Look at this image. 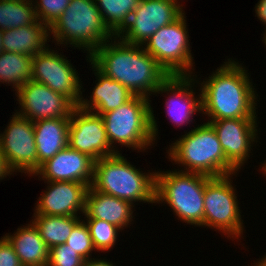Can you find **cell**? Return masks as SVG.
Segmentation results:
<instances>
[{"label": "cell", "instance_id": "1", "mask_svg": "<svg viewBox=\"0 0 266 266\" xmlns=\"http://www.w3.org/2000/svg\"><path fill=\"white\" fill-rule=\"evenodd\" d=\"M89 58L106 76L132 94L148 99L170 76L142 45L125 43L117 36L99 46Z\"/></svg>", "mask_w": 266, "mask_h": 266}, {"label": "cell", "instance_id": "2", "mask_svg": "<svg viewBox=\"0 0 266 266\" xmlns=\"http://www.w3.org/2000/svg\"><path fill=\"white\" fill-rule=\"evenodd\" d=\"M201 84L202 114L210 121L222 119H258L257 92L242 64L227 59Z\"/></svg>", "mask_w": 266, "mask_h": 266}, {"label": "cell", "instance_id": "3", "mask_svg": "<svg viewBox=\"0 0 266 266\" xmlns=\"http://www.w3.org/2000/svg\"><path fill=\"white\" fill-rule=\"evenodd\" d=\"M169 160L184 167L179 171L222 177L238 170L226 159L213 127L205 122L169 145Z\"/></svg>", "mask_w": 266, "mask_h": 266}, {"label": "cell", "instance_id": "4", "mask_svg": "<svg viewBox=\"0 0 266 266\" xmlns=\"http://www.w3.org/2000/svg\"><path fill=\"white\" fill-rule=\"evenodd\" d=\"M90 187L133 205L155 203V172L143 173L120 152L95 161Z\"/></svg>", "mask_w": 266, "mask_h": 266}, {"label": "cell", "instance_id": "5", "mask_svg": "<svg viewBox=\"0 0 266 266\" xmlns=\"http://www.w3.org/2000/svg\"><path fill=\"white\" fill-rule=\"evenodd\" d=\"M150 102L146 97L134 95L117 109L101 115L110 146L117 153L116 143L140 152L154 145L159 130Z\"/></svg>", "mask_w": 266, "mask_h": 266}, {"label": "cell", "instance_id": "6", "mask_svg": "<svg viewBox=\"0 0 266 266\" xmlns=\"http://www.w3.org/2000/svg\"><path fill=\"white\" fill-rule=\"evenodd\" d=\"M210 176L174 171L155 172V203H167L180 221L204 226V191Z\"/></svg>", "mask_w": 266, "mask_h": 266}, {"label": "cell", "instance_id": "7", "mask_svg": "<svg viewBox=\"0 0 266 266\" xmlns=\"http://www.w3.org/2000/svg\"><path fill=\"white\" fill-rule=\"evenodd\" d=\"M49 30L58 46L85 49L86 57L115 36L104 24L94 0H71Z\"/></svg>", "mask_w": 266, "mask_h": 266}, {"label": "cell", "instance_id": "8", "mask_svg": "<svg viewBox=\"0 0 266 266\" xmlns=\"http://www.w3.org/2000/svg\"><path fill=\"white\" fill-rule=\"evenodd\" d=\"M232 174L211 177L204 191V227L214 228L230 239L242 237L244 223L241 218ZM228 235V236H227Z\"/></svg>", "mask_w": 266, "mask_h": 266}, {"label": "cell", "instance_id": "9", "mask_svg": "<svg viewBox=\"0 0 266 266\" xmlns=\"http://www.w3.org/2000/svg\"><path fill=\"white\" fill-rule=\"evenodd\" d=\"M183 13L177 20L159 28L142 46L169 75H192L193 58ZM192 69V70H191Z\"/></svg>", "mask_w": 266, "mask_h": 266}, {"label": "cell", "instance_id": "10", "mask_svg": "<svg viewBox=\"0 0 266 266\" xmlns=\"http://www.w3.org/2000/svg\"><path fill=\"white\" fill-rule=\"evenodd\" d=\"M183 6L171 0H140L128 23L116 36L125 43L143 45L159 28L185 13Z\"/></svg>", "mask_w": 266, "mask_h": 266}, {"label": "cell", "instance_id": "11", "mask_svg": "<svg viewBox=\"0 0 266 266\" xmlns=\"http://www.w3.org/2000/svg\"><path fill=\"white\" fill-rule=\"evenodd\" d=\"M59 54L58 51L47 47L33 56L31 80L47 85L78 106L82 99L81 89H83V86H81V79L67 57L61 53Z\"/></svg>", "mask_w": 266, "mask_h": 266}, {"label": "cell", "instance_id": "12", "mask_svg": "<svg viewBox=\"0 0 266 266\" xmlns=\"http://www.w3.org/2000/svg\"><path fill=\"white\" fill-rule=\"evenodd\" d=\"M3 133H0V148L13 172L33 175L37 171V147L34 124L14 113Z\"/></svg>", "mask_w": 266, "mask_h": 266}, {"label": "cell", "instance_id": "13", "mask_svg": "<svg viewBox=\"0 0 266 266\" xmlns=\"http://www.w3.org/2000/svg\"><path fill=\"white\" fill-rule=\"evenodd\" d=\"M15 93L20 105V111L16 110V114L32 122L42 119L70 118L76 107L63 94L32 80L27 81Z\"/></svg>", "mask_w": 266, "mask_h": 266}, {"label": "cell", "instance_id": "14", "mask_svg": "<svg viewBox=\"0 0 266 266\" xmlns=\"http://www.w3.org/2000/svg\"><path fill=\"white\" fill-rule=\"evenodd\" d=\"M68 145L94 161L117 153L110 146L101 115L76 106L70 116Z\"/></svg>", "mask_w": 266, "mask_h": 266}, {"label": "cell", "instance_id": "15", "mask_svg": "<svg viewBox=\"0 0 266 266\" xmlns=\"http://www.w3.org/2000/svg\"><path fill=\"white\" fill-rule=\"evenodd\" d=\"M207 123L215 130L226 159L239 171L249 159L254 142H258L257 119L208 120Z\"/></svg>", "mask_w": 266, "mask_h": 266}, {"label": "cell", "instance_id": "16", "mask_svg": "<svg viewBox=\"0 0 266 266\" xmlns=\"http://www.w3.org/2000/svg\"><path fill=\"white\" fill-rule=\"evenodd\" d=\"M196 78L197 75H170L154 93L169 95L165 101L166 112L177 127L191 124L193 114L202 113L201 91L198 97L193 92V85L198 82Z\"/></svg>", "mask_w": 266, "mask_h": 266}, {"label": "cell", "instance_id": "17", "mask_svg": "<svg viewBox=\"0 0 266 266\" xmlns=\"http://www.w3.org/2000/svg\"><path fill=\"white\" fill-rule=\"evenodd\" d=\"M45 183L48 186L37 199L33 214L77 216L79 212L85 213L86 193L89 188L87 184L74 181H45Z\"/></svg>", "mask_w": 266, "mask_h": 266}, {"label": "cell", "instance_id": "18", "mask_svg": "<svg viewBox=\"0 0 266 266\" xmlns=\"http://www.w3.org/2000/svg\"><path fill=\"white\" fill-rule=\"evenodd\" d=\"M95 161L69 145L44 162L32 175L44 181H74L91 186Z\"/></svg>", "mask_w": 266, "mask_h": 266}, {"label": "cell", "instance_id": "19", "mask_svg": "<svg viewBox=\"0 0 266 266\" xmlns=\"http://www.w3.org/2000/svg\"><path fill=\"white\" fill-rule=\"evenodd\" d=\"M132 203L88 188L85 219H100L118 227L121 231L134 221ZM124 227V228H123Z\"/></svg>", "mask_w": 266, "mask_h": 266}, {"label": "cell", "instance_id": "20", "mask_svg": "<svg viewBox=\"0 0 266 266\" xmlns=\"http://www.w3.org/2000/svg\"><path fill=\"white\" fill-rule=\"evenodd\" d=\"M87 62L91 63L94 75L97 77V83L93 88L90 99L86 98L80 101L78 105L81 109L95 112L102 115L111 110L117 109L122 104L129 101L134 94H132L125 86L111 77L102 73L87 57Z\"/></svg>", "mask_w": 266, "mask_h": 266}, {"label": "cell", "instance_id": "21", "mask_svg": "<svg viewBox=\"0 0 266 266\" xmlns=\"http://www.w3.org/2000/svg\"><path fill=\"white\" fill-rule=\"evenodd\" d=\"M37 147V170L68 146L70 118L42 119L33 122Z\"/></svg>", "mask_w": 266, "mask_h": 266}, {"label": "cell", "instance_id": "22", "mask_svg": "<svg viewBox=\"0 0 266 266\" xmlns=\"http://www.w3.org/2000/svg\"><path fill=\"white\" fill-rule=\"evenodd\" d=\"M49 31V27L39 20L34 24L2 31V50L33 57L50 46H46L47 40L50 41Z\"/></svg>", "mask_w": 266, "mask_h": 266}, {"label": "cell", "instance_id": "23", "mask_svg": "<svg viewBox=\"0 0 266 266\" xmlns=\"http://www.w3.org/2000/svg\"><path fill=\"white\" fill-rule=\"evenodd\" d=\"M11 243L22 266H47L49 248L38 229L30 221L27 226L17 228L12 235H4Z\"/></svg>", "mask_w": 266, "mask_h": 266}, {"label": "cell", "instance_id": "24", "mask_svg": "<svg viewBox=\"0 0 266 266\" xmlns=\"http://www.w3.org/2000/svg\"><path fill=\"white\" fill-rule=\"evenodd\" d=\"M79 217L34 214L31 222L38 229L40 236L50 249L67 241L74 226L80 221Z\"/></svg>", "mask_w": 266, "mask_h": 266}, {"label": "cell", "instance_id": "25", "mask_svg": "<svg viewBox=\"0 0 266 266\" xmlns=\"http://www.w3.org/2000/svg\"><path fill=\"white\" fill-rule=\"evenodd\" d=\"M32 56L8 51L0 52V82L17 91L31 80Z\"/></svg>", "mask_w": 266, "mask_h": 266}, {"label": "cell", "instance_id": "26", "mask_svg": "<svg viewBox=\"0 0 266 266\" xmlns=\"http://www.w3.org/2000/svg\"><path fill=\"white\" fill-rule=\"evenodd\" d=\"M34 0H0V30L17 29L38 21Z\"/></svg>", "mask_w": 266, "mask_h": 266}, {"label": "cell", "instance_id": "27", "mask_svg": "<svg viewBox=\"0 0 266 266\" xmlns=\"http://www.w3.org/2000/svg\"><path fill=\"white\" fill-rule=\"evenodd\" d=\"M102 20L116 36L128 23L140 0H94Z\"/></svg>", "mask_w": 266, "mask_h": 266}, {"label": "cell", "instance_id": "28", "mask_svg": "<svg viewBox=\"0 0 266 266\" xmlns=\"http://www.w3.org/2000/svg\"><path fill=\"white\" fill-rule=\"evenodd\" d=\"M91 239L96 252L107 251L115 245L120 229L100 219H86Z\"/></svg>", "mask_w": 266, "mask_h": 266}, {"label": "cell", "instance_id": "29", "mask_svg": "<svg viewBox=\"0 0 266 266\" xmlns=\"http://www.w3.org/2000/svg\"><path fill=\"white\" fill-rule=\"evenodd\" d=\"M65 244L85 260L90 259L92 251H95L88 226L83 219L74 226Z\"/></svg>", "mask_w": 266, "mask_h": 266}, {"label": "cell", "instance_id": "30", "mask_svg": "<svg viewBox=\"0 0 266 266\" xmlns=\"http://www.w3.org/2000/svg\"><path fill=\"white\" fill-rule=\"evenodd\" d=\"M71 0H35L34 9L38 20L49 28L66 10Z\"/></svg>", "mask_w": 266, "mask_h": 266}, {"label": "cell", "instance_id": "31", "mask_svg": "<svg viewBox=\"0 0 266 266\" xmlns=\"http://www.w3.org/2000/svg\"><path fill=\"white\" fill-rule=\"evenodd\" d=\"M84 261V258L64 243L49 249L47 266H84Z\"/></svg>", "mask_w": 266, "mask_h": 266}, {"label": "cell", "instance_id": "32", "mask_svg": "<svg viewBox=\"0 0 266 266\" xmlns=\"http://www.w3.org/2000/svg\"><path fill=\"white\" fill-rule=\"evenodd\" d=\"M0 266H22L19 257L5 236L0 238Z\"/></svg>", "mask_w": 266, "mask_h": 266}, {"label": "cell", "instance_id": "33", "mask_svg": "<svg viewBox=\"0 0 266 266\" xmlns=\"http://www.w3.org/2000/svg\"><path fill=\"white\" fill-rule=\"evenodd\" d=\"M255 13L258 19L264 23L266 29V0H259L255 6Z\"/></svg>", "mask_w": 266, "mask_h": 266}, {"label": "cell", "instance_id": "34", "mask_svg": "<svg viewBox=\"0 0 266 266\" xmlns=\"http://www.w3.org/2000/svg\"><path fill=\"white\" fill-rule=\"evenodd\" d=\"M13 171L9 168L5 156L3 155L1 148H0V180H3L7 176L11 175Z\"/></svg>", "mask_w": 266, "mask_h": 266}, {"label": "cell", "instance_id": "35", "mask_svg": "<svg viewBox=\"0 0 266 266\" xmlns=\"http://www.w3.org/2000/svg\"><path fill=\"white\" fill-rule=\"evenodd\" d=\"M84 266H115L112 261L109 262L106 259H94L90 258L84 261Z\"/></svg>", "mask_w": 266, "mask_h": 266}, {"label": "cell", "instance_id": "36", "mask_svg": "<svg viewBox=\"0 0 266 266\" xmlns=\"http://www.w3.org/2000/svg\"><path fill=\"white\" fill-rule=\"evenodd\" d=\"M260 266H266V254L257 262Z\"/></svg>", "mask_w": 266, "mask_h": 266}, {"label": "cell", "instance_id": "37", "mask_svg": "<svg viewBox=\"0 0 266 266\" xmlns=\"http://www.w3.org/2000/svg\"><path fill=\"white\" fill-rule=\"evenodd\" d=\"M261 164H263L262 166H261V169H262V171H264L262 174H266V160L264 161V163H261ZM266 176V175H265Z\"/></svg>", "mask_w": 266, "mask_h": 266}, {"label": "cell", "instance_id": "38", "mask_svg": "<svg viewBox=\"0 0 266 266\" xmlns=\"http://www.w3.org/2000/svg\"><path fill=\"white\" fill-rule=\"evenodd\" d=\"M2 51V31L0 30V52Z\"/></svg>", "mask_w": 266, "mask_h": 266}, {"label": "cell", "instance_id": "39", "mask_svg": "<svg viewBox=\"0 0 266 266\" xmlns=\"http://www.w3.org/2000/svg\"><path fill=\"white\" fill-rule=\"evenodd\" d=\"M263 40L262 41H264V43H265V45H266V30H265V33L263 34Z\"/></svg>", "mask_w": 266, "mask_h": 266}, {"label": "cell", "instance_id": "40", "mask_svg": "<svg viewBox=\"0 0 266 266\" xmlns=\"http://www.w3.org/2000/svg\"><path fill=\"white\" fill-rule=\"evenodd\" d=\"M173 2H176L177 4H179L180 2H178L179 0H171Z\"/></svg>", "mask_w": 266, "mask_h": 266}, {"label": "cell", "instance_id": "41", "mask_svg": "<svg viewBox=\"0 0 266 266\" xmlns=\"http://www.w3.org/2000/svg\"><path fill=\"white\" fill-rule=\"evenodd\" d=\"M256 263V264H255ZM254 263V266H260L257 262Z\"/></svg>", "mask_w": 266, "mask_h": 266}]
</instances>
